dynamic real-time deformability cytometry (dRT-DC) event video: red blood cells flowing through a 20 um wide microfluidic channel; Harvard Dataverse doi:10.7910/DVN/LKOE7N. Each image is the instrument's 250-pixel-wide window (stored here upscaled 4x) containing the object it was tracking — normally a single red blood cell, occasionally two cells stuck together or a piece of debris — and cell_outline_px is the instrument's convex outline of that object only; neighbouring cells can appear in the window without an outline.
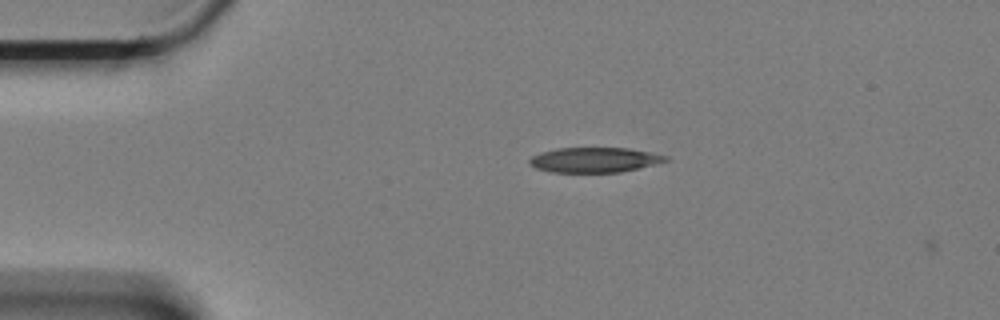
{"species": "Egyptian fruit bat (a non-hibernating species)", "species_latin": "Rousettus aegyptiacus", "temperature_condition": "cold", "stored_images_in_passage": 2, "camera_frame_rate_fps": 3000, "um_per_image_px": 0.085, "animal": {"sex": "female"}, "frame": {"image": 1, "passage_image": 1, "time_ms": 0.0, "image_size_px": [1000, 320], "cell_outline_px": [[672, 160], [620, 172], [552, 172], [536, 168], [528, 164], [528, 160], [532, 156], [540, 152], [556, 148], [628, 148], [652, 152], [668, 156]], "centroid_in_image_um": [50.54, 13.58], "position_along_channel_um": 34.5, "area_um2": 19.94}}